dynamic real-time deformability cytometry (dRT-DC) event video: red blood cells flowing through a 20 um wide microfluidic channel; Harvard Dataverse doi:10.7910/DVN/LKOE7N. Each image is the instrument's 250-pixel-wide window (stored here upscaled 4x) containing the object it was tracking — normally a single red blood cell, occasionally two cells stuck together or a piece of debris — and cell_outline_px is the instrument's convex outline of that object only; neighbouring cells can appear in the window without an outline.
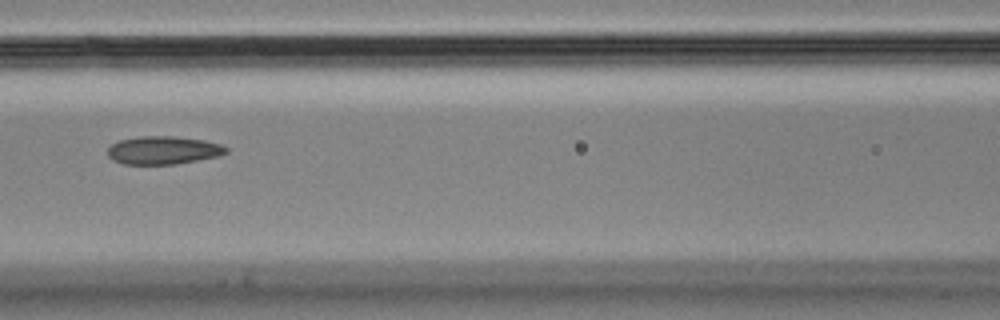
{"species": "Egyptian fruit bat (a non-hibernating species)", "species_latin": "Rousettus aegyptiacus", "temperature_condition": "cold", "stored_images_in_passage": 7, "camera_frame_rate_fps": 3000, "um_per_image_px": 0.085, "animal": {"sex": "male"}, "frame": {"image": 1, "passage_image": 3, "time_ms": 0.667, "image_size_px": [1000, 320], "cell_outline_px": [[228, 152], [220, 156], [176, 164], [124, 164], [112, 160], [108, 156], [108, 148], [112, 144], [120, 140], [140, 136], [172, 136], [204, 140], [220, 144], [228, 148]], "centroid_in_image_um": [13.89, 12.77], "position_along_channel_um": 152.7, "area_um2": 19.42}}
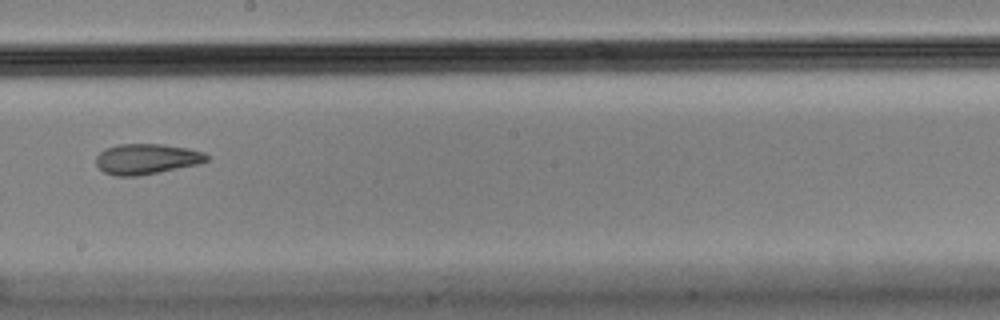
{"frame": {"image": 2, "passage_image": 5, "time_ms": 1.333, "image_size_px": [1000, 320], "cell_outline_px": [[208, 160], [200, 164], [160, 172], [136, 176], [116, 176], [104, 172], [96, 164], [96, 156], [104, 148], [116, 144], [164, 144], [188, 148], [204, 152], [208, 156]], "centroid_in_image_um": [12.46, 13.51], "position_along_channel_um": 235.7, "area_um2": 19.83}}
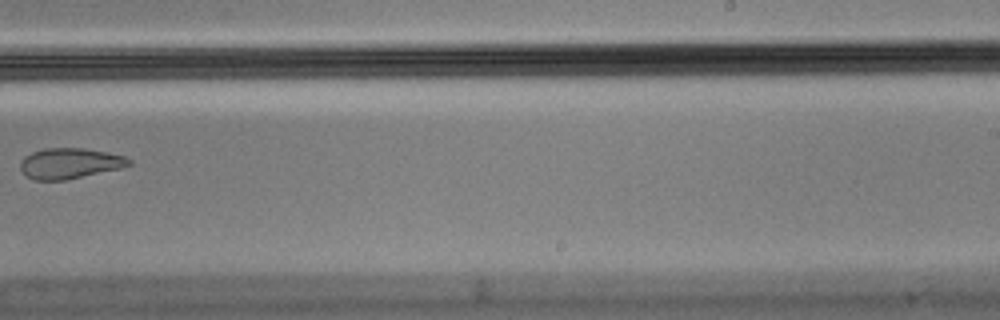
{"frame": {"image": 3, "passage_image": 6, "time_ms": 1.667, "image_size_px": [1000, 320], "cell_outline_px": [[132, 164], [120, 168], [64, 180], [32, 180], [24, 176], [20, 168], [20, 160], [24, 156], [32, 152], [44, 148], [84, 148], [108, 152], [124, 156], [132, 160]], "centroid_in_image_um": [5.88, 13.88], "position_along_channel_um": 283.1, "area_um2": 19.48}}